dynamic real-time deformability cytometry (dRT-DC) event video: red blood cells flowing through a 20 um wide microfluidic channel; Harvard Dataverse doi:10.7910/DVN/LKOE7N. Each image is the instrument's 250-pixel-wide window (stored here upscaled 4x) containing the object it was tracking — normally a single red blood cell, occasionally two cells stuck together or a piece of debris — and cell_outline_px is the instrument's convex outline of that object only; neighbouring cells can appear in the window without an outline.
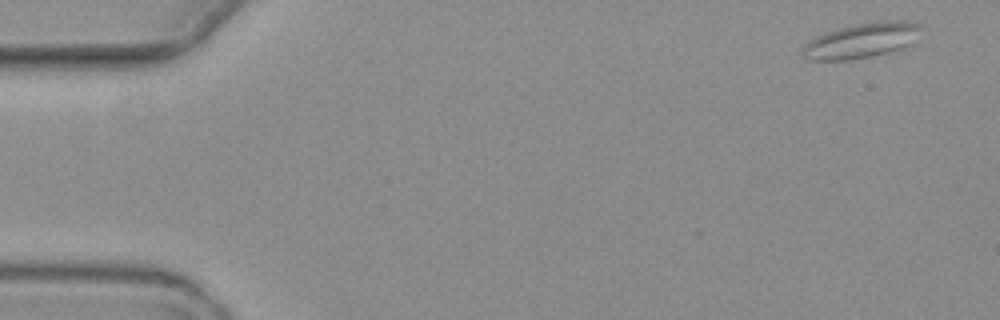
{"species": "common noctule bat (a hibernating species)", "species_latin": "Nyctalus noctula", "temperature_condition": "warm", "stored_images_in_passage": 3, "camera_frame_rate_fps": 3000, "um_per_image_px": 0.085, "animal": {"sex": "female", "body_mass_g": 19.3, "forearm_length_mm": 54.1}, "frame": {"image": 1, "passage_image": 3, "time_ms": 3.333, "image_size_px": [1000, 320], "cell_outline_px": [[924, 28], [908, 48], [848, 60], [808, 60], [800, 52], [800, 48], [808, 40], [824, 32], [872, 20], [908, 20], [924, 24]], "centroid_in_image_um": [73.29, 3.41], "position_along_channel_um": 11.7, "area_um2": 24.91}}